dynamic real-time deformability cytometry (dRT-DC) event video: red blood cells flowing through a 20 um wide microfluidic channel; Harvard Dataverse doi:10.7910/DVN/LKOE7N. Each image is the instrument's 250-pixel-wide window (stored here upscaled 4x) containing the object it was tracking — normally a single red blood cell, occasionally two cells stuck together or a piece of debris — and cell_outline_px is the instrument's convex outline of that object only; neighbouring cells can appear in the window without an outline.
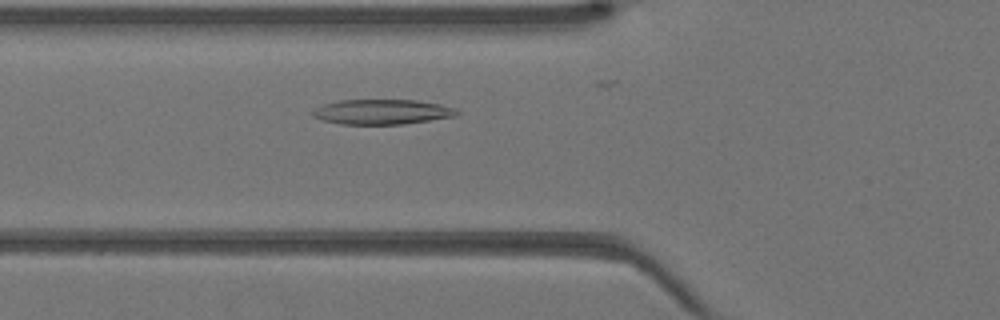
{"species": "Egyptian fruit bat (a non-hibernating species)", "species_latin": "Rousettus aegyptiacus", "temperature_condition": "warm", "stored_images_in_passage": 33, "camera_frame_rate_fps": 3000, "um_per_image_px": 0.085, "animal": {"sex": "female"}, "frame": {"image": 1, "passage_image": 10, "time_ms": 3.0, "image_size_px": [1000, 320], "cell_outline_px": [[460, 112], [456, 116], [404, 124], [340, 124], [324, 120], [312, 116], [312, 112], [316, 108], [324, 104], [340, 100], [416, 100], [440, 104], [456, 108]], "centroid_in_image_um": [32.51, 9.5], "position_along_channel_um": 93.3, "area_um2": 20.92}}
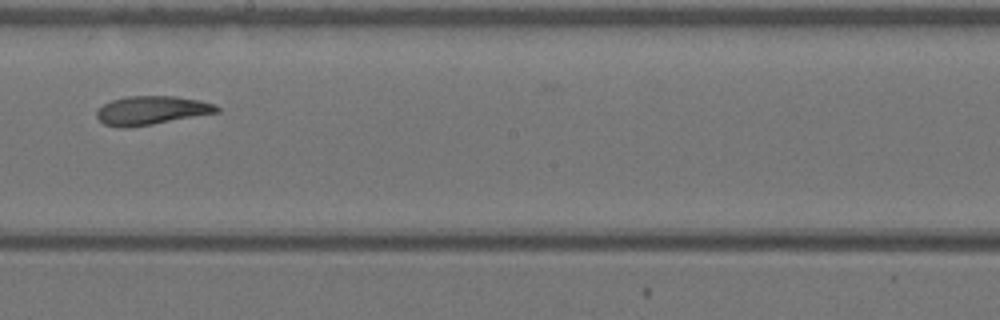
{"frame": {"image": 2, "passage_image": 19, "time_ms": 6.0, "image_size_px": [1000, 320], "cell_outline_px": [[220, 112], [152, 124], [128, 128], [120, 128], [104, 124], [96, 116], [96, 112], [104, 104], [112, 100], [128, 96], [176, 96], [200, 100], [212, 104], [220, 108]], "centroid_in_image_um": [12.87, 9.38], "position_along_channel_um": 235.3, "area_um2": 20.0}}
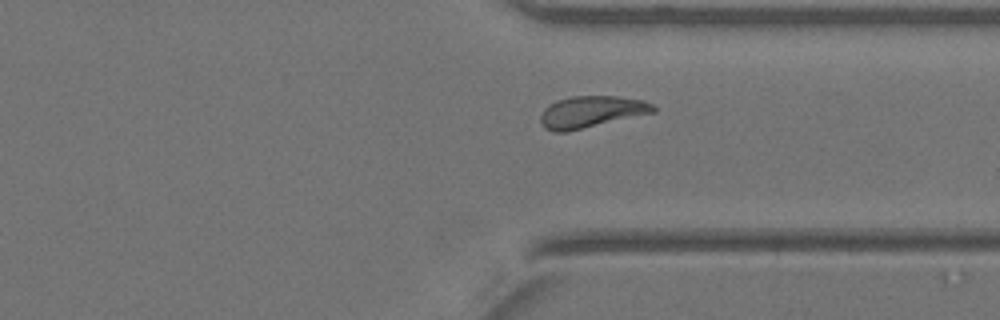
{"frame": {"image": 3, "passage_image": 27, "time_ms": 8.667, "image_size_px": [1000, 320], "cell_outline_px": [[656, 112], [564, 132], [552, 132], [544, 128], [540, 120], [540, 116], [544, 108], [548, 104], [556, 100], [572, 96], [616, 96], [644, 100], [652, 104], [656, 108]], "centroid_in_image_um": [50.24, 9.5], "position_along_channel_um": 361.2, "area_um2": 20.81}}